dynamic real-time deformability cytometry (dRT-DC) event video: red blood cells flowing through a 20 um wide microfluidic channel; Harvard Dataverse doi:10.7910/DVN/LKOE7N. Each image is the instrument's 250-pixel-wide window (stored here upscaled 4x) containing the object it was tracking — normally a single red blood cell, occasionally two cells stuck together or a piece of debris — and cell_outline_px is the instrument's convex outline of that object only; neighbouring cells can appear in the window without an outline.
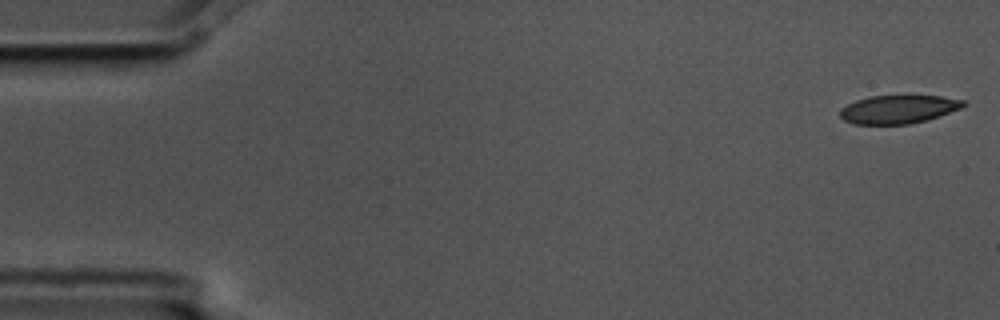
{"species": "common noctule bat (a hibernating species)", "species_latin": "Nyctalus noctula", "temperature_condition": "cold", "stored_images_in_passage": 5, "camera_frame_rate_fps": 3000, "um_per_image_px": 0.085, "animal": {"sex": "male", "body_mass_g": 17.5, "forearm_length_mm": 52.3}, "frame": {"image": 1, "passage_image": 1, "time_ms": 0.0, "image_size_px": [1000, 320], "cell_outline_px": [[968, 104], [960, 108], [940, 116], [928, 120], [908, 124], [852, 124], [844, 120], [840, 116], [840, 108], [856, 100], [868, 96], [940, 96], [964, 100]], "centroid_in_image_um": [76.36, 9.29], "position_along_channel_um": 8.6, "area_um2": 20.4}}
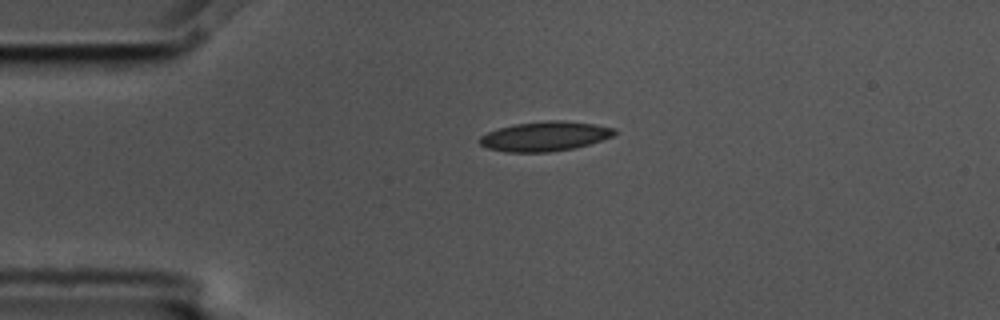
{"frame": {"image": 2, "passage_image": 4, "time_ms": 1.0, "image_size_px": [1000, 320], "cell_outline_px": [[616, 132], [612, 136], [588, 144], [572, 148], [548, 152], [504, 152], [488, 148], [480, 144], [480, 136], [488, 132], [512, 124], [552, 120], [564, 120], [596, 124], [616, 128]], "centroid_in_image_um": [46.31, 11.57], "position_along_channel_um": 38.7, "area_um2": 23.12}}